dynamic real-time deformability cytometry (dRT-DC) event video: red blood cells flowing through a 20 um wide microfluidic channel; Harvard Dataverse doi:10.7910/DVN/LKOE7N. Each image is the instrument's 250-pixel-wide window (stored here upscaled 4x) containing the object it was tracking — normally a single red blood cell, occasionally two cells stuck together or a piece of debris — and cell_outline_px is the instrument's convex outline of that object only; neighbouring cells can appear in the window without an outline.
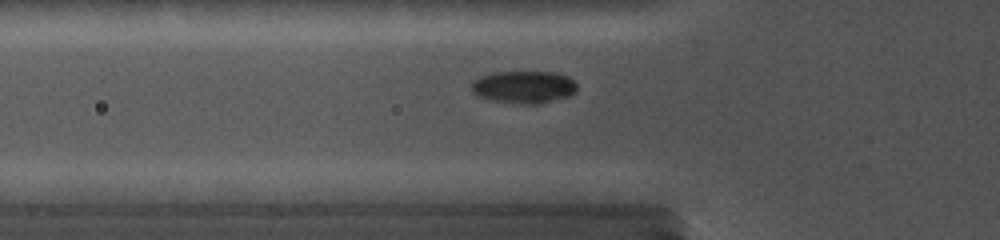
{"species": "common noctule bat (a hibernating species)", "species_latin": "Nyctalus noctula", "temperature_condition": "cold", "stored_images_in_passage": 29, "camera_frame_rate_fps": 5000, "um_per_image_px": 0.085, "animal": {"sex": "female", "body_mass_g": 19.0, "forearm_length_mm": 56.7}, "frame": {"image": 1, "passage_image": 8, "time_ms": 3.2, "image_size_px": [1000, 240], "cell_outline_px": [[576, 92], [568, 96], [540, 104], [520, 104], [492, 100], [476, 96], [472, 92], [472, 80], [480, 76], [492, 72], [556, 72], [568, 76], [576, 84]], "centroid_in_image_um": [44.5, 7.39], "position_along_channel_um": 81.3, "area_um2": 20.11}}
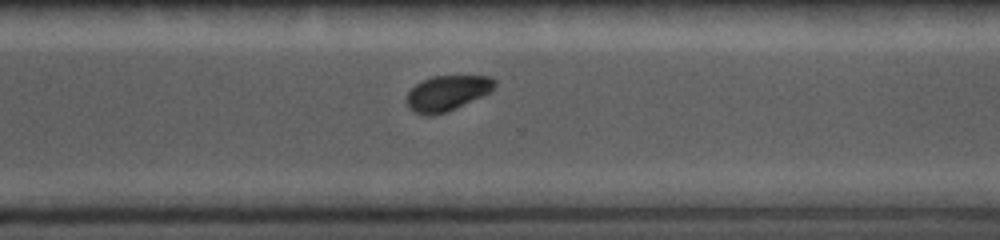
{"frame": {"image": 2, "passage_image": 22, "time_ms": 9.8, "image_size_px": [1000, 240], "cell_outline_px": [[496, 84], [484, 96], [448, 112], [432, 116], [424, 116], [408, 108], [408, 92], [416, 84], [432, 76], [492, 76], [496, 80]], "centroid_in_image_um": [38.03, 7.93], "position_along_channel_um": 332.6, "area_um2": 18.15}}
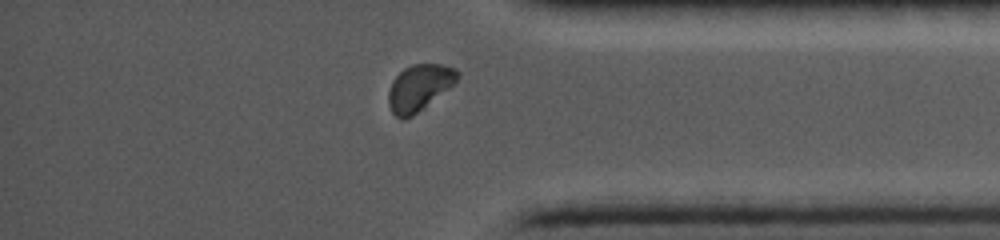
{"frame": {"image": 3, "passage_image": 26, "time_ms": 11.6, "image_size_px": [1000, 240], "cell_outline_px": [[460, 76], [448, 88], [412, 116], [404, 120], [396, 116], [392, 112], [388, 104], [388, 92], [392, 80], [404, 68], [412, 64], [440, 64], [452, 68], [460, 72]], "centroid_in_image_um": [35.59, 7.44], "position_along_channel_um": 399.6, "area_um2": 18.26}}